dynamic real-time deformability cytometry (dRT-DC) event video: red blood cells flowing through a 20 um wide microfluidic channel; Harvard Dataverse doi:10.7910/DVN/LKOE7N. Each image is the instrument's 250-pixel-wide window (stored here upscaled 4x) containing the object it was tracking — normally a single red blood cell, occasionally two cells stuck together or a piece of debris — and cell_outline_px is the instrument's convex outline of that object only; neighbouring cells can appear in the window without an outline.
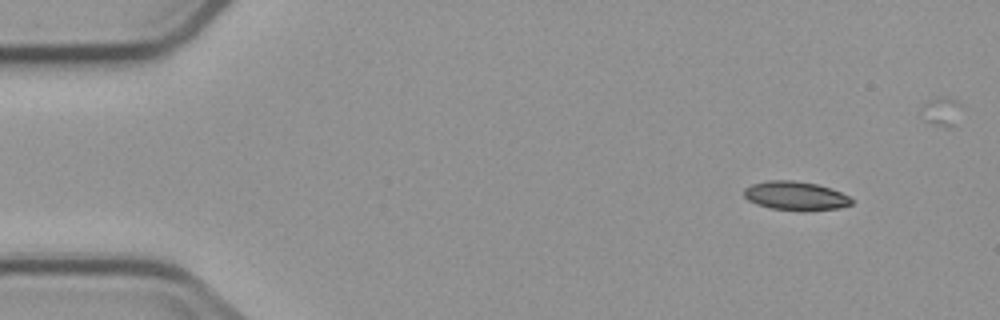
{"species": "common noctule bat (a hibernating species)", "species_latin": "Nyctalus noctula", "temperature_condition": "cold", "stored_images_in_passage": 5, "segment_of_instrument_passage": [1, 2], "camera_frame_rate_fps": 3000, "um_per_image_px": 0.085, "animal": {"sex": "male", "body_mass_g": 23.1, "forearm_length_mm": 52.7}, "frame": {"image": 1, "passage_image": 1, "time_ms": 0.0, "image_size_px": [1000, 320], "cell_outline_px": [[852, 204], [840, 208], [804, 212], [800, 212], [772, 208], [756, 204], [748, 200], [744, 196], [744, 188], [752, 184], [768, 180], [792, 180], [816, 184], [832, 188], [848, 196], [852, 200]], "centroid_in_image_um": [67.63, 16.66], "position_along_channel_um": 17.4, "area_um2": 18.32}}
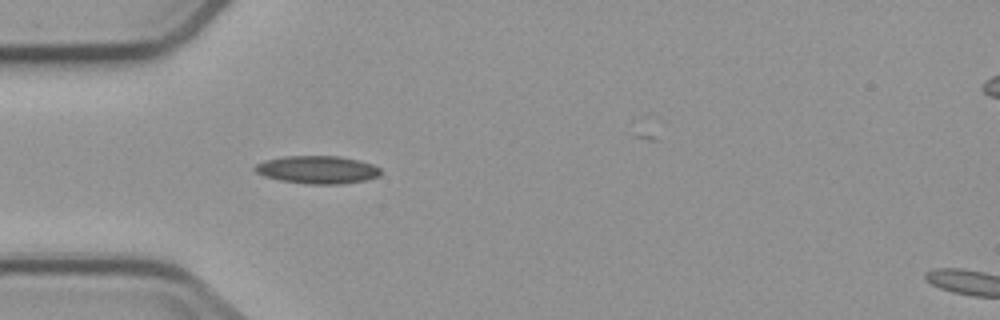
{"frame": {"image": 2, "passage_image": 4, "time_ms": 3.667, "image_size_px": [1000, 320], "cell_outline_px": [[384, 172], [380, 176], [364, 180], [340, 184], [308, 184], [280, 180], [264, 176], [256, 172], [252, 168], [256, 164], [264, 160], [284, 156], [340, 156], [360, 160], [372, 164], [380, 168]], "centroid_in_image_um": [26.99, 14.42], "position_along_channel_um": 58.0, "area_um2": 20.58}}